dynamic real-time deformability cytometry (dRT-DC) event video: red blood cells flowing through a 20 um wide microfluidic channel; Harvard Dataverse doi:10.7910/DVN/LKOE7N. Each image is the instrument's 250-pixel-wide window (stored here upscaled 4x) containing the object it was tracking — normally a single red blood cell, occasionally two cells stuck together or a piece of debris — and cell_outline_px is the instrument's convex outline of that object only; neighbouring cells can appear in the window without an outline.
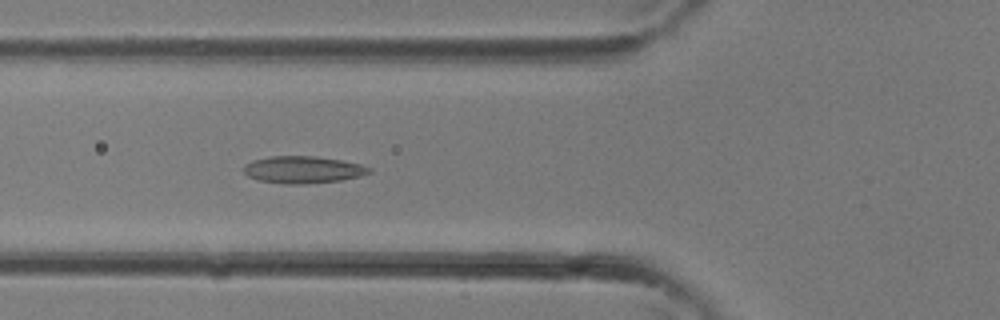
{"species": "common noctule bat (a hibernating species)", "species_latin": "Nyctalus noctula", "temperature_condition": "room temperature", "stored_images_in_passage": 13, "camera_frame_rate_fps": 3000, "um_per_image_px": 0.085, "animal": {"sex": "female"}, "frame": {"image": 1, "passage_image": 13, "time_ms": 4.0, "image_size_px": [1000, 320], "cell_outline_px": [[372, 172], [360, 176], [340, 180], [300, 184], [284, 184], [260, 180], [248, 176], [244, 172], [244, 164], [252, 160], [272, 156], [312, 156], [340, 160], [360, 164], [372, 168]], "centroid_in_image_um": [25.75, 14.42], "position_along_channel_um": 100.1, "area_um2": 19.65}}